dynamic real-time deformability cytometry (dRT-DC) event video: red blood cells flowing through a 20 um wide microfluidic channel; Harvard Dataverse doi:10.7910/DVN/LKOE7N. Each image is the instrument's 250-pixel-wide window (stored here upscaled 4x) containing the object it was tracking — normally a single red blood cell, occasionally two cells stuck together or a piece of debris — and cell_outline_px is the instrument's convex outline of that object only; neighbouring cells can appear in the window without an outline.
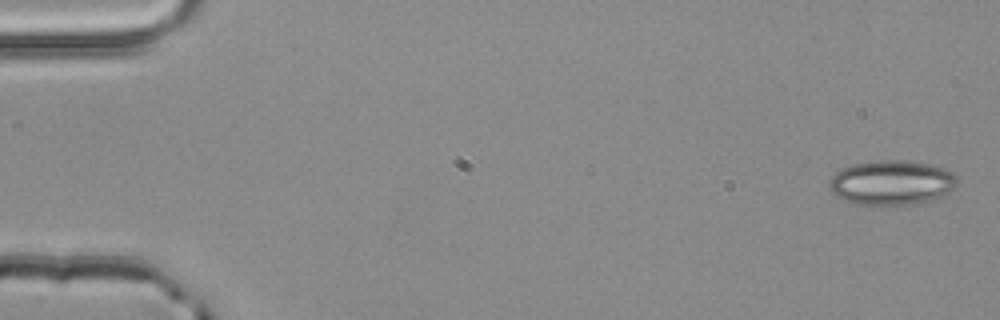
{"species": "common noctule bat (a hibernating species)", "species_latin": "Nyctalus noctula", "temperature_condition": "room temperature", "stored_images_in_passage": 4, "camera_frame_rate_fps": 3000, "um_per_image_px": 0.085, "animal": {"sex": "male", "body_mass_g": 20.4}, "frame": {"image": 1, "passage_image": 1, "time_ms": 0.0, "image_size_px": [1000, 320], "cell_outline_px": [[956, 184], [944, 196], [928, 200], [908, 204], [856, 204], [836, 196], [828, 188], [828, 184], [832, 176], [836, 172], [852, 164], [880, 160], [900, 160], [928, 164], [944, 168], [952, 172], [956, 176]], "centroid_in_image_um": [75.76, 15.51], "position_along_channel_um": 9.2, "area_um2": 32.83}}